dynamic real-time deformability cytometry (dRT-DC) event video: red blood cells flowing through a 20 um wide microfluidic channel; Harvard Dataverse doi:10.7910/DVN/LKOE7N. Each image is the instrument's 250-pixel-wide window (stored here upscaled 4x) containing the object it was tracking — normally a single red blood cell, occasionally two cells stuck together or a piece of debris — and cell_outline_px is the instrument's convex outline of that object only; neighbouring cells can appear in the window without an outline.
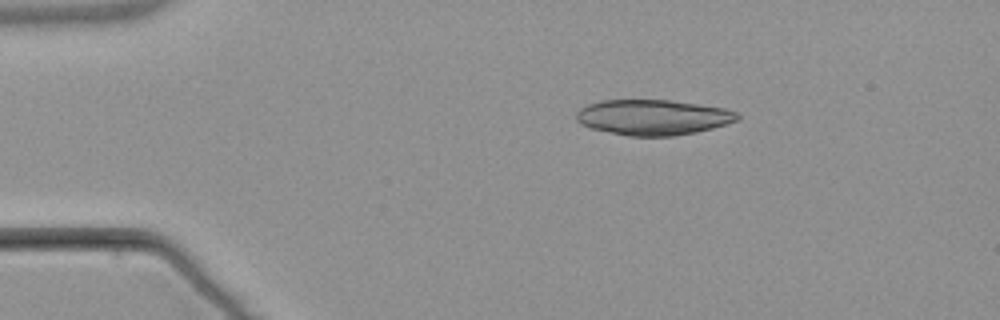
{"species": "common noctule bat (a hibernating species)", "species_latin": "Nyctalus noctula", "temperature_condition": "warm", "stored_images_in_passage": 5, "camera_frame_rate_fps": 3000, "um_per_image_px": 0.085, "animal": {"sex": "male", "body_mass_g": 21.5, "forearm_length_mm": 52.0}, "frame": {"image": 1, "passage_image": 1, "time_ms": 0.0, "image_size_px": [1000, 320], "cell_outline_px": [[740, 116], [736, 120], [712, 128], [696, 132], [676, 136], [628, 136], [588, 128], [580, 124], [576, 120], [576, 112], [580, 108], [588, 104], [600, 100], [668, 100], [724, 108], [736, 112]], "centroid_in_image_um": [55.43, 9.97], "position_along_channel_um": 29.6, "area_um2": 33.23}}